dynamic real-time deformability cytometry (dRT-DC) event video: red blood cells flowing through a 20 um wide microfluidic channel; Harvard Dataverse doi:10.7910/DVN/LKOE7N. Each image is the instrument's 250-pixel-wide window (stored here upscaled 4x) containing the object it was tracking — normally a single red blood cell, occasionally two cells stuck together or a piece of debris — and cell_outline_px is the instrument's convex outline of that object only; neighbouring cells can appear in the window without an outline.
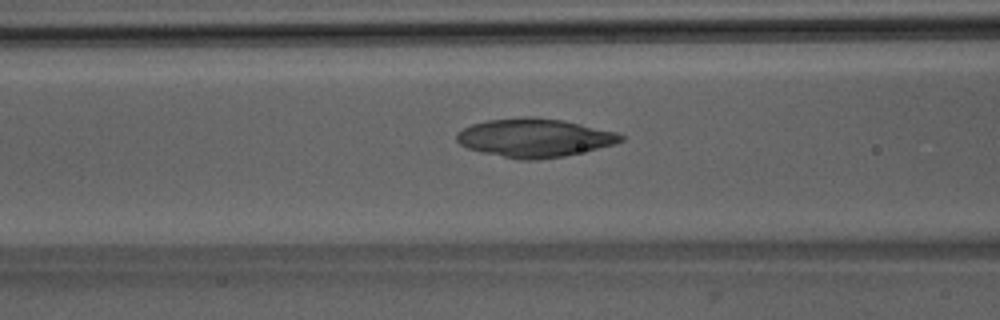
{"species": "Egyptian fruit bat (a non-hibernating species)", "species_latin": "Rousettus aegyptiacus", "temperature_condition": "room temperature", "stored_images_in_passage": 50, "camera_frame_rate_fps": 3000, "um_per_image_px": 0.085, "animal": {"sex": "male"}, "frame": {"image": 1, "passage_image": 21, "time_ms": 6.667, "image_size_px": [1000, 320], "cell_outline_px": [[624, 140], [616, 144], [564, 156], [536, 160], [520, 160], [480, 152], [468, 148], [460, 144], [456, 140], [456, 132], [472, 124], [488, 120], [524, 116], [536, 116], [564, 120], [616, 132], [624, 136]], "centroid_in_image_um": [45.42, 11.71], "position_along_channel_um": 121.2, "area_um2": 37.05}}
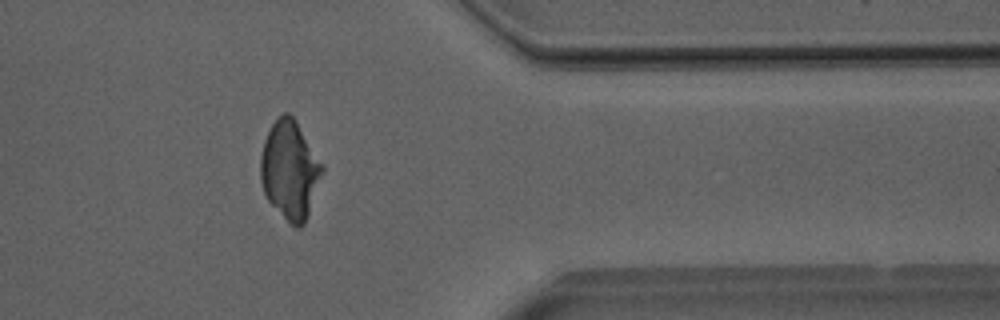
{"frame": {"image": 2, "passage_image": 42, "time_ms": 13.667, "image_size_px": [1000, 320], "cell_outline_px": [[324, 172], [304, 224], [300, 228], [296, 228], [268, 200], [264, 192], [260, 180], [260, 156], [264, 140], [272, 124], [284, 112], [288, 112], [296, 120], [324, 164]], "centroid_in_image_um": [24.65, 14.42], "position_along_channel_um": 386.7, "area_um2": 35.26}}
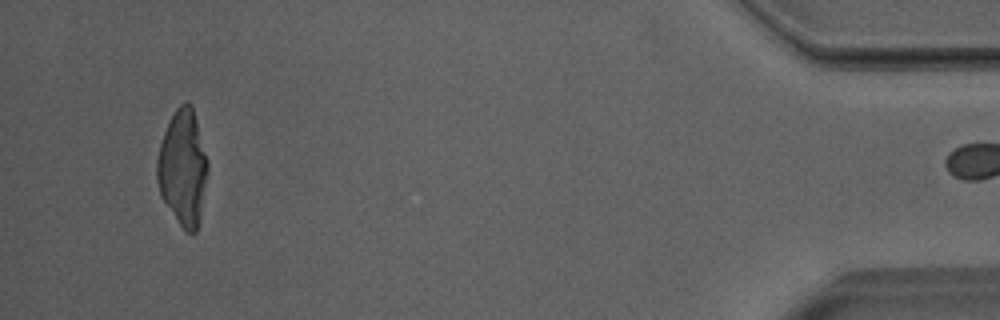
{"frame": {"image": 3, "passage_image": 49, "time_ms": 16.0, "image_size_px": [1000, 320], "cell_outline_px": [[208, 172], [200, 224], [196, 232], [188, 232], [180, 224], [160, 196], [156, 180], [156, 160], [160, 144], [164, 132], [176, 108], [180, 104], [188, 100], [192, 104], [208, 164]], "centroid_in_image_um": [15.54, 14.27], "position_along_channel_um": 419.7, "area_um2": 34.22}}